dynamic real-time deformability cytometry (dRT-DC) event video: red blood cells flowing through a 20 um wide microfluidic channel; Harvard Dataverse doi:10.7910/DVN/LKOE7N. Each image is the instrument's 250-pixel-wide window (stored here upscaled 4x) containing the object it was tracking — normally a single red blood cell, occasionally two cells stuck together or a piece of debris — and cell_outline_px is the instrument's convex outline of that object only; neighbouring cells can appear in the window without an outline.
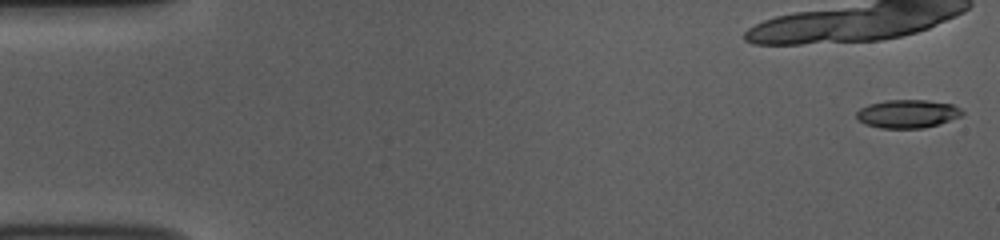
{"species": "common noctule bat (a hibernating species)", "species_latin": "Nyctalus noctula", "temperature_condition": "room temperature", "stored_images_in_passage": 33, "camera_frame_rate_fps": 3000, "um_per_image_px": 0.085, "animal": {"sex": "female", "body_mass_g": 10.0, "forearm_length_mm": 53.1}, "frame": {"image": 1, "passage_image": 1, "time_ms": 0.0, "image_size_px": [1000, 240], "cell_outline_px": [[964, 112], [960, 116], [924, 128], [880, 128], [864, 124], [856, 116], [856, 112], [860, 108], [868, 104], [888, 100], [928, 100], [952, 104], [960, 108]], "centroid_in_image_um": [77.11, 9.67], "position_along_channel_um": 7.9, "area_um2": 17.28}}